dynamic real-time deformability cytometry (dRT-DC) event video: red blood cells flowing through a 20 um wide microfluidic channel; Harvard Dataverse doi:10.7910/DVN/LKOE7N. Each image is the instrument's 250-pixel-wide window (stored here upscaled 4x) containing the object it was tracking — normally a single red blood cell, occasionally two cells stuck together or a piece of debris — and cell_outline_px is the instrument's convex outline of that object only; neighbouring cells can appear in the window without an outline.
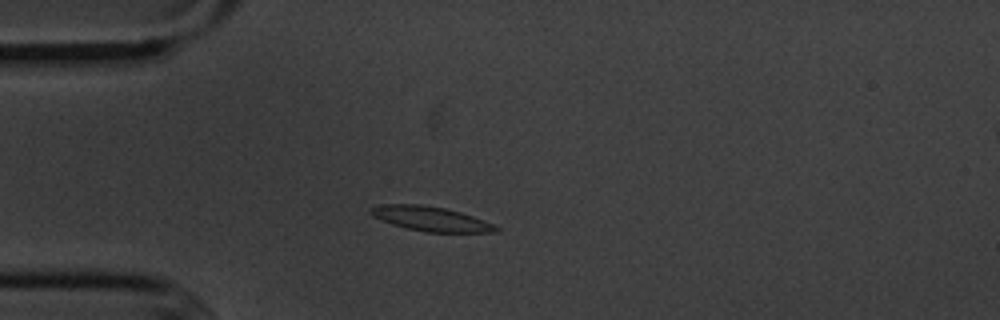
{"species": "common noctule bat (a hibernating species)", "species_latin": "Nyctalus noctula", "temperature_condition": "cold", "stored_images_in_passage": 52, "camera_frame_rate_fps": 3000, "um_per_image_px": 0.085, "animal": {"sex": "male", "body_mass_g": 20.1, "forearm_length_mm": 53.5}, "frame": {"image": 1, "passage_image": 11, "time_ms": 3.333, "image_size_px": [1000, 320], "cell_outline_px": [[500, 232], [424, 232], [392, 224], [380, 220], [372, 216], [368, 212], [368, 208], [384, 204], [420, 204], [444, 208], [460, 212], [472, 216], [492, 224], [500, 228]], "centroid_in_image_um": [36.56, 18.59], "position_along_channel_um": 48.4, "area_um2": 17.86}}
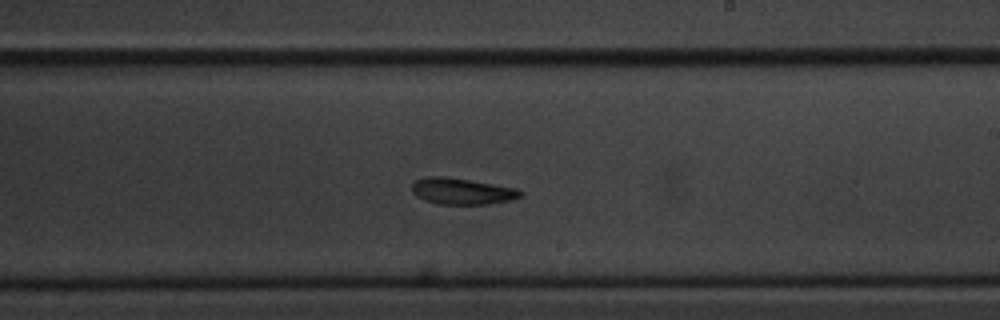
{"frame": {"image": 2, "passage_image": 29, "time_ms": 9.333, "image_size_px": [1000, 320], "cell_outline_px": [[524, 192], [520, 196], [508, 200], [488, 204], [436, 204], [424, 200], [416, 196], [412, 192], [412, 184], [416, 180], [428, 176], [444, 176], [516, 188]], "centroid_in_image_um": [39.21, 16.26], "position_along_channel_um": 249.8, "area_um2": 16.47}}
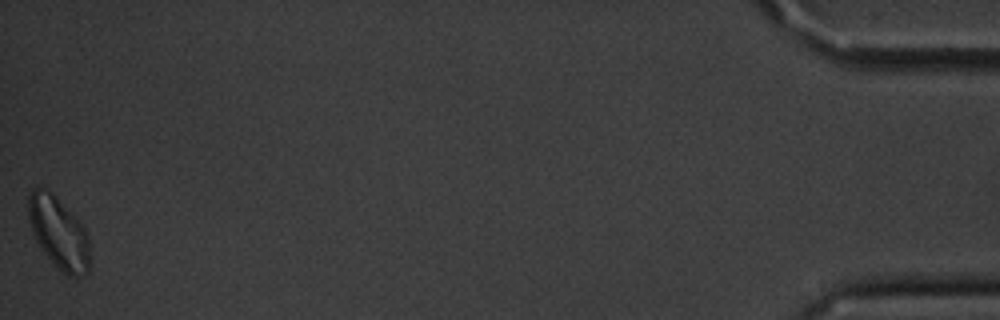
{"frame": {"image": 3, "passage_image": 52, "time_ms": 17.0, "image_size_px": [1000, 320], "cell_outline_px": [[92, 264], [88, 272], [84, 276], [76, 280], [68, 276], [40, 248], [32, 232], [28, 216], [28, 196], [32, 188], [44, 188], [52, 192], [88, 232]], "centroid_in_image_um": [5.03, 19.84], "position_along_channel_um": 430.2, "area_um2": 26.01}, "authors_computed_cell_mechanics": {"area_um2": 17.3111, "velocity_mm_per_s": 3.5757, "shape_relaxation_time_tau1_ms": 2.6728, "shape_relaxation_time_tau2_ms": 4.0966, "deformation_change_tau1": 0.1151, "deformation_change_tau2": 0.1056}}